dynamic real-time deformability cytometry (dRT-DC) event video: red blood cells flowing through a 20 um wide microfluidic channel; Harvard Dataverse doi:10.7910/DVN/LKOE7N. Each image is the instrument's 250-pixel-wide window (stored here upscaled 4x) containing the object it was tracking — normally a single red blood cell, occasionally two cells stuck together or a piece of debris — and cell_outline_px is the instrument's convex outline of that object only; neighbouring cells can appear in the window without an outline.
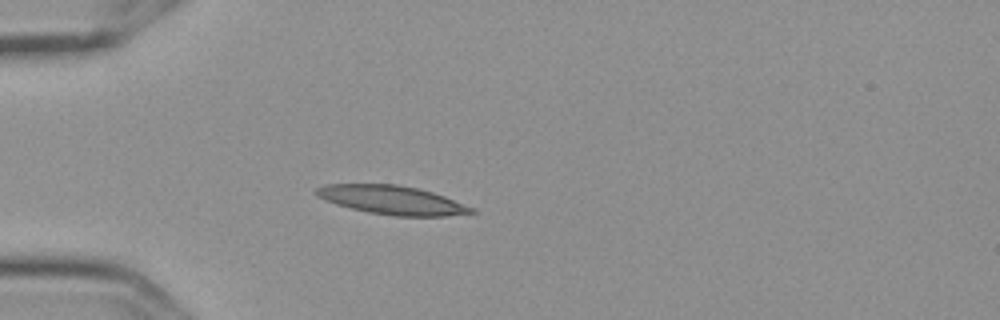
{"species": "Egyptian fruit bat (a non-hibernating species)", "species_latin": "Rousettus aegyptiacus", "temperature_condition": "cold", "stored_images_in_passage": 4, "camera_frame_rate_fps": 3000, "um_per_image_px": 0.085, "frame": {"image": 1, "passage_image": 3, "time_ms": 0.667, "image_size_px": [1000, 320], "cell_outline_px": [[476, 212], [448, 216], [396, 216], [368, 212], [336, 204], [324, 200], [316, 196], [312, 192], [316, 188], [324, 184], [396, 184], [420, 188], [444, 196], [472, 208]], "centroid_in_image_um": [33.25, 16.99], "position_along_channel_um": 51.7, "area_um2": 25.95}}